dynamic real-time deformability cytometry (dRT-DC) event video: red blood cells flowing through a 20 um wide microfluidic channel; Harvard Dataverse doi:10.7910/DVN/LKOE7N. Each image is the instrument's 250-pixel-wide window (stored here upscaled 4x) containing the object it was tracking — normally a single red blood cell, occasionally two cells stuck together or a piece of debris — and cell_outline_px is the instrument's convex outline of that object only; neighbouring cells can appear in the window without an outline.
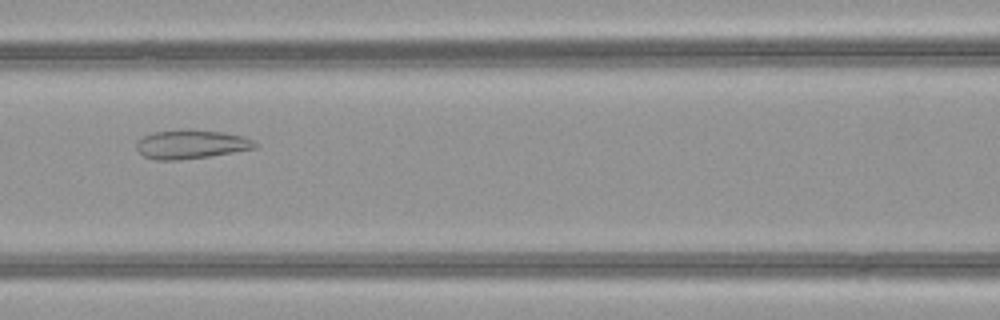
{"species": "common noctule bat (a hibernating species)", "species_latin": "Nyctalus noctula", "temperature_condition": "warm", "stored_images_in_passage": 52, "camera_frame_rate_fps": 3000, "um_per_image_px": 0.085, "animal": {"sex": "female", "body_mass_g": 21.9}, "frame": {"image": 1, "passage_image": 23, "time_ms": 7.333, "image_size_px": [1000, 320], "cell_outline_px": [[260, 144], [256, 148], [208, 156], [180, 160], [156, 160], [144, 156], [136, 148], [136, 144], [144, 136], [152, 132], [188, 128], [192, 128], [224, 132], [244, 136]], "centroid_in_image_um": [16.27, 12.24], "position_along_channel_um": 150.3, "area_um2": 20.17}}
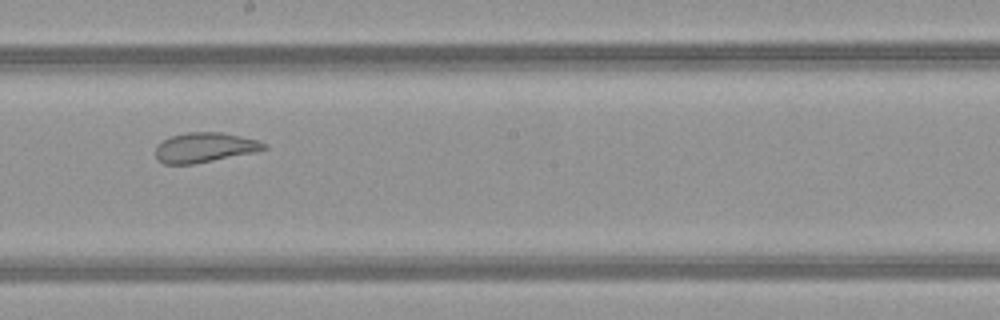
{"frame": {"image": 2, "passage_image": 29, "time_ms": 9.333, "image_size_px": [1000, 320], "cell_outline_px": [[268, 148], [256, 152], [192, 164], [164, 164], [156, 160], [156, 144], [172, 136], [188, 132], [220, 132], [260, 140], [268, 144]], "centroid_in_image_um": [17.42, 12.54], "position_along_channel_um": 230.8, "area_um2": 18.9}}
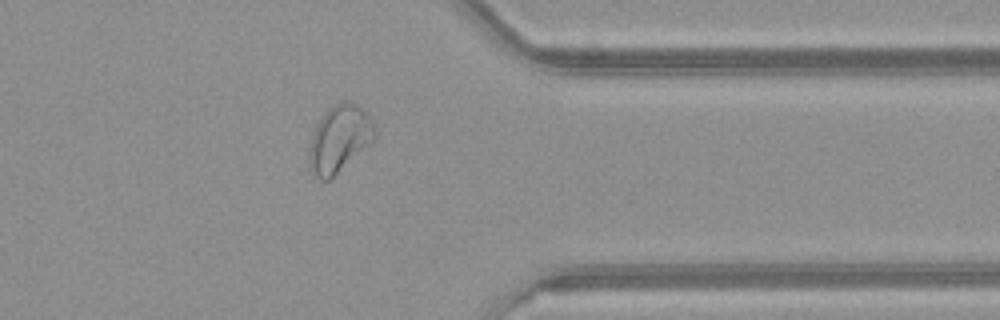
{"frame": {"image": 3, "passage_image": 41, "time_ms": 13.333, "image_size_px": [1000, 320], "cell_outline_px": [[376, 136], [368, 144], [328, 180], [320, 180], [316, 176], [308, 164], [308, 160], [312, 136], [316, 124], [324, 112], [332, 104], [340, 100], [344, 100], [356, 104], [372, 120], [376, 132]], "centroid_in_image_um": [28.81, 11.75], "position_along_channel_um": 382.6, "area_um2": 24.97}, "authors_computed_cell_mechanics": {"area_um2": 26.2412, "velocity_mm_per_s": 4.0411, "shape_relaxation_time_tau1_ms": null, "shape_relaxation_time_tau2_ms": 1.0369, "deformation_change_tau1": null, "deformation_change_tau2": 0.0712}}